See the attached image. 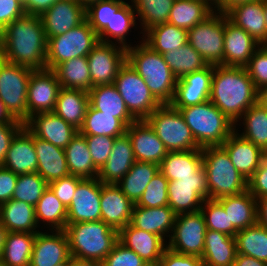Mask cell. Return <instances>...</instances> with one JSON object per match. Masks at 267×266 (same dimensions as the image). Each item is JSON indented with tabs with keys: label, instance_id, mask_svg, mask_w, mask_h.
Here are the masks:
<instances>
[{
	"label": "cell",
	"instance_id": "cell-2",
	"mask_svg": "<svg viewBox=\"0 0 267 266\" xmlns=\"http://www.w3.org/2000/svg\"><path fill=\"white\" fill-rule=\"evenodd\" d=\"M233 124L257 103V89L245 67L215 65L209 99Z\"/></svg>",
	"mask_w": 267,
	"mask_h": 266
},
{
	"label": "cell",
	"instance_id": "cell-76",
	"mask_svg": "<svg viewBox=\"0 0 267 266\" xmlns=\"http://www.w3.org/2000/svg\"><path fill=\"white\" fill-rule=\"evenodd\" d=\"M0 266H5V265L3 264V262L1 261V259H0Z\"/></svg>",
	"mask_w": 267,
	"mask_h": 266
},
{
	"label": "cell",
	"instance_id": "cell-8",
	"mask_svg": "<svg viewBox=\"0 0 267 266\" xmlns=\"http://www.w3.org/2000/svg\"><path fill=\"white\" fill-rule=\"evenodd\" d=\"M99 42L98 34L87 20L62 35L48 38L47 69L53 70L72 58L87 56Z\"/></svg>",
	"mask_w": 267,
	"mask_h": 266
},
{
	"label": "cell",
	"instance_id": "cell-22",
	"mask_svg": "<svg viewBox=\"0 0 267 266\" xmlns=\"http://www.w3.org/2000/svg\"><path fill=\"white\" fill-rule=\"evenodd\" d=\"M25 127L35 136L65 149L79 133L71 124L53 112L37 113L30 117Z\"/></svg>",
	"mask_w": 267,
	"mask_h": 266
},
{
	"label": "cell",
	"instance_id": "cell-69",
	"mask_svg": "<svg viewBox=\"0 0 267 266\" xmlns=\"http://www.w3.org/2000/svg\"><path fill=\"white\" fill-rule=\"evenodd\" d=\"M257 103L267 109V85L257 90Z\"/></svg>",
	"mask_w": 267,
	"mask_h": 266
},
{
	"label": "cell",
	"instance_id": "cell-37",
	"mask_svg": "<svg viewBox=\"0 0 267 266\" xmlns=\"http://www.w3.org/2000/svg\"><path fill=\"white\" fill-rule=\"evenodd\" d=\"M202 166V149L168 152L159 164V171L168 181H174L178 177H196Z\"/></svg>",
	"mask_w": 267,
	"mask_h": 266
},
{
	"label": "cell",
	"instance_id": "cell-13",
	"mask_svg": "<svg viewBox=\"0 0 267 266\" xmlns=\"http://www.w3.org/2000/svg\"><path fill=\"white\" fill-rule=\"evenodd\" d=\"M168 206L176 213L199 211L204 200L208 199L206 171L203 166L196 177H178L168 183Z\"/></svg>",
	"mask_w": 267,
	"mask_h": 266
},
{
	"label": "cell",
	"instance_id": "cell-64",
	"mask_svg": "<svg viewBox=\"0 0 267 266\" xmlns=\"http://www.w3.org/2000/svg\"><path fill=\"white\" fill-rule=\"evenodd\" d=\"M257 200V223L267 229V196Z\"/></svg>",
	"mask_w": 267,
	"mask_h": 266
},
{
	"label": "cell",
	"instance_id": "cell-16",
	"mask_svg": "<svg viewBox=\"0 0 267 266\" xmlns=\"http://www.w3.org/2000/svg\"><path fill=\"white\" fill-rule=\"evenodd\" d=\"M100 198L101 182L97 178H84L67 208V225L101 220Z\"/></svg>",
	"mask_w": 267,
	"mask_h": 266
},
{
	"label": "cell",
	"instance_id": "cell-38",
	"mask_svg": "<svg viewBox=\"0 0 267 266\" xmlns=\"http://www.w3.org/2000/svg\"><path fill=\"white\" fill-rule=\"evenodd\" d=\"M214 12L207 0H175L167 22L188 31Z\"/></svg>",
	"mask_w": 267,
	"mask_h": 266
},
{
	"label": "cell",
	"instance_id": "cell-1",
	"mask_svg": "<svg viewBox=\"0 0 267 266\" xmlns=\"http://www.w3.org/2000/svg\"><path fill=\"white\" fill-rule=\"evenodd\" d=\"M47 39L40 16L25 14L0 33V57L33 70L47 69Z\"/></svg>",
	"mask_w": 267,
	"mask_h": 266
},
{
	"label": "cell",
	"instance_id": "cell-73",
	"mask_svg": "<svg viewBox=\"0 0 267 266\" xmlns=\"http://www.w3.org/2000/svg\"><path fill=\"white\" fill-rule=\"evenodd\" d=\"M56 266H71V258L68 261L60 263Z\"/></svg>",
	"mask_w": 267,
	"mask_h": 266
},
{
	"label": "cell",
	"instance_id": "cell-52",
	"mask_svg": "<svg viewBox=\"0 0 267 266\" xmlns=\"http://www.w3.org/2000/svg\"><path fill=\"white\" fill-rule=\"evenodd\" d=\"M168 183L164 175L158 171L147 185L142 196L135 204L139 207H160L168 205Z\"/></svg>",
	"mask_w": 267,
	"mask_h": 266
},
{
	"label": "cell",
	"instance_id": "cell-68",
	"mask_svg": "<svg viewBox=\"0 0 267 266\" xmlns=\"http://www.w3.org/2000/svg\"><path fill=\"white\" fill-rule=\"evenodd\" d=\"M71 266H103L102 262L71 257Z\"/></svg>",
	"mask_w": 267,
	"mask_h": 266
},
{
	"label": "cell",
	"instance_id": "cell-39",
	"mask_svg": "<svg viewBox=\"0 0 267 266\" xmlns=\"http://www.w3.org/2000/svg\"><path fill=\"white\" fill-rule=\"evenodd\" d=\"M145 35V36H144ZM141 41L160 54L173 51L188 43L187 30L166 22L147 30Z\"/></svg>",
	"mask_w": 267,
	"mask_h": 266
},
{
	"label": "cell",
	"instance_id": "cell-47",
	"mask_svg": "<svg viewBox=\"0 0 267 266\" xmlns=\"http://www.w3.org/2000/svg\"><path fill=\"white\" fill-rule=\"evenodd\" d=\"M235 240L237 254L267 262V229L256 223L239 230Z\"/></svg>",
	"mask_w": 267,
	"mask_h": 266
},
{
	"label": "cell",
	"instance_id": "cell-63",
	"mask_svg": "<svg viewBox=\"0 0 267 266\" xmlns=\"http://www.w3.org/2000/svg\"><path fill=\"white\" fill-rule=\"evenodd\" d=\"M58 0H22L26 14L41 16Z\"/></svg>",
	"mask_w": 267,
	"mask_h": 266
},
{
	"label": "cell",
	"instance_id": "cell-58",
	"mask_svg": "<svg viewBox=\"0 0 267 266\" xmlns=\"http://www.w3.org/2000/svg\"><path fill=\"white\" fill-rule=\"evenodd\" d=\"M247 190L256 198L267 196V155L247 181Z\"/></svg>",
	"mask_w": 267,
	"mask_h": 266
},
{
	"label": "cell",
	"instance_id": "cell-60",
	"mask_svg": "<svg viewBox=\"0 0 267 266\" xmlns=\"http://www.w3.org/2000/svg\"><path fill=\"white\" fill-rule=\"evenodd\" d=\"M162 266H204L201 257L177 253L168 247L160 259Z\"/></svg>",
	"mask_w": 267,
	"mask_h": 266
},
{
	"label": "cell",
	"instance_id": "cell-35",
	"mask_svg": "<svg viewBox=\"0 0 267 266\" xmlns=\"http://www.w3.org/2000/svg\"><path fill=\"white\" fill-rule=\"evenodd\" d=\"M0 223L9 232L38 233L35 207L24 201L11 199L0 205Z\"/></svg>",
	"mask_w": 267,
	"mask_h": 266
},
{
	"label": "cell",
	"instance_id": "cell-7",
	"mask_svg": "<svg viewBox=\"0 0 267 266\" xmlns=\"http://www.w3.org/2000/svg\"><path fill=\"white\" fill-rule=\"evenodd\" d=\"M169 152L202 149L179 110L163 104L145 119Z\"/></svg>",
	"mask_w": 267,
	"mask_h": 266
},
{
	"label": "cell",
	"instance_id": "cell-74",
	"mask_svg": "<svg viewBox=\"0 0 267 266\" xmlns=\"http://www.w3.org/2000/svg\"><path fill=\"white\" fill-rule=\"evenodd\" d=\"M144 266H162L161 262H156V263H146Z\"/></svg>",
	"mask_w": 267,
	"mask_h": 266
},
{
	"label": "cell",
	"instance_id": "cell-29",
	"mask_svg": "<svg viewBox=\"0 0 267 266\" xmlns=\"http://www.w3.org/2000/svg\"><path fill=\"white\" fill-rule=\"evenodd\" d=\"M228 19L245 30L257 42L262 44L266 39L264 0H254L237 4L226 13Z\"/></svg>",
	"mask_w": 267,
	"mask_h": 266
},
{
	"label": "cell",
	"instance_id": "cell-54",
	"mask_svg": "<svg viewBox=\"0 0 267 266\" xmlns=\"http://www.w3.org/2000/svg\"><path fill=\"white\" fill-rule=\"evenodd\" d=\"M111 10L113 0H99L86 7V20L97 34L110 23Z\"/></svg>",
	"mask_w": 267,
	"mask_h": 266
},
{
	"label": "cell",
	"instance_id": "cell-4",
	"mask_svg": "<svg viewBox=\"0 0 267 266\" xmlns=\"http://www.w3.org/2000/svg\"><path fill=\"white\" fill-rule=\"evenodd\" d=\"M71 257L103 262L118 242V230L104 221H89L66 225Z\"/></svg>",
	"mask_w": 267,
	"mask_h": 266
},
{
	"label": "cell",
	"instance_id": "cell-9",
	"mask_svg": "<svg viewBox=\"0 0 267 266\" xmlns=\"http://www.w3.org/2000/svg\"><path fill=\"white\" fill-rule=\"evenodd\" d=\"M33 69L0 57V100L15 120L28 121L27 92Z\"/></svg>",
	"mask_w": 267,
	"mask_h": 266
},
{
	"label": "cell",
	"instance_id": "cell-32",
	"mask_svg": "<svg viewBox=\"0 0 267 266\" xmlns=\"http://www.w3.org/2000/svg\"><path fill=\"white\" fill-rule=\"evenodd\" d=\"M89 104L103 114L113 115L126 127L136 121L128 111L123 98L114 84L92 87L89 92Z\"/></svg>",
	"mask_w": 267,
	"mask_h": 266
},
{
	"label": "cell",
	"instance_id": "cell-21",
	"mask_svg": "<svg viewBox=\"0 0 267 266\" xmlns=\"http://www.w3.org/2000/svg\"><path fill=\"white\" fill-rule=\"evenodd\" d=\"M260 46L259 42L232 23L225 14L223 66L245 67Z\"/></svg>",
	"mask_w": 267,
	"mask_h": 266
},
{
	"label": "cell",
	"instance_id": "cell-18",
	"mask_svg": "<svg viewBox=\"0 0 267 266\" xmlns=\"http://www.w3.org/2000/svg\"><path fill=\"white\" fill-rule=\"evenodd\" d=\"M46 39L62 35L86 20V7L77 0H58L40 16Z\"/></svg>",
	"mask_w": 267,
	"mask_h": 266
},
{
	"label": "cell",
	"instance_id": "cell-11",
	"mask_svg": "<svg viewBox=\"0 0 267 266\" xmlns=\"http://www.w3.org/2000/svg\"><path fill=\"white\" fill-rule=\"evenodd\" d=\"M225 13L214 12L187 31L188 43L208 65H223Z\"/></svg>",
	"mask_w": 267,
	"mask_h": 266
},
{
	"label": "cell",
	"instance_id": "cell-44",
	"mask_svg": "<svg viewBox=\"0 0 267 266\" xmlns=\"http://www.w3.org/2000/svg\"><path fill=\"white\" fill-rule=\"evenodd\" d=\"M35 217L39 227L43 221L49 230H65L67 208L48 187L35 206Z\"/></svg>",
	"mask_w": 267,
	"mask_h": 266
},
{
	"label": "cell",
	"instance_id": "cell-48",
	"mask_svg": "<svg viewBox=\"0 0 267 266\" xmlns=\"http://www.w3.org/2000/svg\"><path fill=\"white\" fill-rule=\"evenodd\" d=\"M243 119V120H241ZM244 131L239 134L244 139L267 152V109L258 103L251 106L240 118Z\"/></svg>",
	"mask_w": 267,
	"mask_h": 266
},
{
	"label": "cell",
	"instance_id": "cell-15",
	"mask_svg": "<svg viewBox=\"0 0 267 266\" xmlns=\"http://www.w3.org/2000/svg\"><path fill=\"white\" fill-rule=\"evenodd\" d=\"M61 85L53 70H33L28 83V120L37 113L53 112Z\"/></svg>",
	"mask_w": 267,
	"mask_h": 266
},
{
	"label": "cell",
	"instance_id": "cell-56",
	"mask_svg": "<svg viewBox=\"0 0 267 266\" xmlns=\"http://www.w3.org/2000/svg\"><path fill=\"white\" fill-rule=\"evenodd\" d=\"M145 264L146 262L140 256L119 241L102 262L103 266H144Z\"/></svg>",
	"mask_w": 267,
	"mask_h": 266
},
{
	"label": "cell",
	"instance_id": "cell-5",
	"mask_svg": "<svg viewBox=\"0 0 267 266\" xmlns=\"http://www.w3.org/2000/svg\"><path fill=\"white\" fill-rule=\"evenodd\" d=\"M179 110L200 148L221 146L235 131L233 124L210 100Z\"/></svg>",
	"mask_w": 267,
	"mask_h": 266
},
{
	"label": "cell",
	"instance_id": "cell-75",
	"mask_svg": "<svg viewBox=\"0 0 267 266\" xmlns=\"http://www.w3.org/2000/svg\"><path fill=\"white\" fill-rule=\"evenodd\" d=\"M207 1H209L213 5L217 0H207Z\"/></svg>",
	"mask_w": 267,
	"mask_h": 266
},
{
	"label": "cell",
	"instance_id": "cell-20",
	"mask_svg": "<svg viewBox=\"0 0 267 266\" xmlns=\"http://www.w3.org/2000/svg\"><path fill=\"white\" fill-rule=\"evenodd\" d=\"M136 161L159 165L168 154L163 142L146 120H136L126 129Z\"/></svg>",
	"mask_w": 267,
	"mask_h": 266
},
{
	"label": "cell",
	"instance_id": "cell-6",
	"mask_svg": "<svg viewBox=\"0 0 267 266\" xmlns=\"http://www.w3.org/2000/svg\"><path fill=\"white\" fill-rule=\"evenodd\" d=\"M203 168L206 171L208 199L217 200L247 190V181L235 168L222 146L202 148Z\"/></svg>",
	"mask_w": 267,
	"mask_h": 266
},
{
	"label": "cell",
	"instance_id": "cell-14",
	"mask_svg": "<svg viewBox=\"0 0 267 266\" xmlns=\"http://www.w3.org/2000/svg\"><path fill=\"white\" fill-rule=\"evenodd\" d=\"M91 88L114 84L119 69L126 62V48L117 43L99 42L87 55Z\"/></svg>",
	"mask_w": 267,
	"mask_h": 266
},
{
	"label": "cell",
	"instance_id": "cell-42",
	"mask_svg": "<svg viewBox=\"0 0 267 266\" xmlns=\"http://www.w3.org/2000/svg\"><path fill=\"white\" fill-rule=\"evenodd\" d=\"M158 171L159 165L157 164L136 161L117 185L136 204Z\"/></svg>",
	"mask_w": 267,
	"mask_h": 266
},
{
	"label": "cell",
	"instance_id": "cell-45",
	"mask_svg": "<svg viewBox=\"0 0 267 266\" xmlns=\"http://www.w3.org/2000/svg\"><path fill=\"white\" fill-rule=\"evenodd\" d=\"M126 129L127 127L118 118L103 114L89 104L79 133L81 135H103L116 138L124 135Z\"/></svg>",
	"mask_w": 267,
	"mask_h": 266
},
{
	"label": "cell",
	"instance_id": "cell-23",
	"mask_svg": "<svg viewBox=\"0 0 267 266\" xmlns=\"http://www.w3.org/2000/svg\"><path fill=\"white\" fill-rule=\"evenodd\" d=\"M134 203L117 184L101 182V220L110 227L120 230L130 223Z\"/></svg>",
	"mask_w": 267,
	"mask_h": 266
},
{
	"label": "cell",
	"instance_id": "cell-49",
	"mask_svg": "<svg viewBox=\"0 0 267 266\" xmlns=\"http://www.w3.org/2000/svg\"><path fill=\"white\" fill-rule=\"evenodd\" d=\"M137 17H140L142 34L152 27L168 21L175 0H131Z\"/></svg>",
	"mask_w": 267,
	"mask_h": 266
},
{
	"label": "cell",
	"instance_id": "cell-12",
	"mask_svg": "<svg viewBox=\"0 0 267 266\" xmlns=\"http://www.w3.org/2000/svg\"><path fill=\"white\" fill-rule=\"evenodd\" d=\"M206 230L201 210L177 214L167 247L177 253L202 257Z\"/></svg>",
	"mask_w": 267,
	"mask_h": 266
},
{
	"label": "cell",
	"instance_id": "cell-50",
	"mask_svg": "<svg viewBox=\"0 0 267 266\" xmlns=\"http://www.w3.org/2000/svg\"><path fill=\"white\" fill-rule=\"evenodd\" d=\"M48 183L36 172L18 175L12 199L36 206Z\"/></svg>",
	"mask_w": 267,
	"mask_h": 266
},
{
	"label": "cell",
	"instance_id": "cell-36",
	"mask_svg": "<svg viewBox=\"0 0 267 266\" xmlns=\"http://www.w3.org/2000/svg\"><path fill=\"white\" fill-rule=\"evenodd\" d=\"M88 106V92L61 88L53 113L79 130L83 125Z\"/></svg>",
	"mask_w": 267,
	"mask_h": 266
},
{
	"label": "cell",
	"instance_id": "cell-43",
	"mask_svg": "<svg viewBox=\"0 0 267 266\" xmlns=\"http://www.w3.org/2000/svg\"><path fill=\"white\" fill-rule=\"evenodd\" d=\"M36 233L8 232L1 261L5 266H30Z\"/></svg>",
	"mask_w": 267,
	"mask_h": 266
},
{
	"label": "cell",
	"instance_id": "cell-65",
	"mask_svg": "<svg viewBox=\"0 0 267 266\" xmlns=\"http://www.w3.org/2000/svg\"><path fill=\"white\" fill-rule=\"evenodd\" d=\"M233 266H267V262L250 256L237 254Z\"/></svg>",
	"mask_w": 267,
	"mask_h": 266
},
{
	"label": "cell",
	"instance_id": "cell-59",
	"mask_svg": "<svg viewBox=\"0 0 267 266\" xmlns=\"http://www.w3.org/2000/svg\"><path fill=\"white\" fill-rule=\"evenodd\" d=\"M25 14L22 0H0V33Z\"/></svg>",
	"mask_w": 267,
	"mask_h": 266
},
{
	"label": "cell",
	"instance_id": "cell-66",
	"mask_svg": "<svg viewBox=\"0 0 267 266\" xmlns=\"http://www.w3.org/2000/svg\"><path fill=\"white\" fill-rule=\"evenodd\" d=\"M249 1H254V0H217L213 4V8L215 12L226 13L233 6Z\"/></svg>",
	"mask_w": 267,
	"mask_h": 266
},
{
	"label": "cell",
	"instance_id": "cell-26",
	"mask_svg": "<svg viewBox=\"0 0 267 266\" xmlns=\"http://www.w3.org/2000/svg\"><path fill=\"white\" fill-rule=\"evenodd\" d=\"M2 166L17 175L37 172L33 134L25 126L13 137Z\"/></svg>",
	"mask_w": 267,
	"mask_h": 266
},
{
	"label": "cell",
	"instance_id": "cell-25",
	"mask_svg": "<svg viewBox=\"0 0 267 266\" xmlns=\"http://www.w3.org/2000/svg\"><path fill=\"white\" fill-rule=\"evenodd\" d=\"M228 153L237 171L248 180L260 166L266 153L234 131L221 145Z\"/></svg>",
	"mask_w": 267,
	"mask_h": 266
},
{
	"label": "cell",
	"instance_id": "cell-51",
	"mask_svg": "<svg viewBox=\"0 0 267 266\" xmlns=\"http://www.w3.org/2000/svg\"><path fill=\"white\" fill-rule=\"evenodd\" d=\"M206 224V229L222 232L235 237L238 230L229 225L228 213L217 200L206 199L200 208Z\"/></svg>",
	"mask_w": 267,
	"mask_h": 266
},
{
	"label": "cell",
	"instance_id": "cell-72",
	"mask_svg": "<svg viewBox=\"0 0 267 266\" xmlns=\"http://www.w3.org/2000/svg\"><path fill=\"white\" fill-rule=\"evenodd\" d=\"M96 1H99V0H80V3L87 7L89 4L93 3V2H96Z\"/></svg>",
	"mask_w": 267,
	"mask_h": 266
},
{
	"label": "cell",
	"instance_id": "cell-24",
	"mask_svg": "<svg viewBox=\"0 0 267 266\" xmlns=\"http://www.w3.org/2000/svg\"><path fill=\"white\" fill-rule=\"evenodd\" d=\"M118 241L133 250L146 263L159 262L167 241L157 235L133 227L130 223L118 231Z\"/></svg>",
	"mask_w": 267,
	"mask_h": 266
},
{
	"label": "cell",
	"instance_id": "cell-10",
	"mask_svg": "<svg viewBox=\"0 0 267 266\" xmlns=\"http://www.w3.org/2000/svg\"><path fill=\"white\" fill-rule=\"evenodd\" d=\"M114 85L136 120H145L162 105L151 93L144 79L127 61L119 69Z\"/></svg>",
	"mask_w": 267,
	"mask_h": 266
},
{
	"label": "cell",
	"instance_id": "cell-34",
	"mask_svg": "<svg viewBox=\"0 0 267 266\" xmlns=\"http://www.w3.org/2000/svg\"><path fill=\"white\" fill-rule=\"evenodd\" d=\"M228 213L229 225L238 231L257 223V200L248 191L217 199Z\"/></svg>",
	"mask_w": 267,
	"mask_h": 266
},
{
	"label": "cell",
	"instance_id": "cell-46",
	"mask_svg": "<svg viewBox=\"0 0 267 266\" xmlns=\"http://www.w3.org/2000/svg\"><path fill=\"white\" fill-rule=\"evenodd\" d=\"M163 57L177 79L208 66L204 58L189 43L166 52Z\"/></svg>",
	"mask_w": 267,
	"mask_h": 266
},
{
	"label": "cell",
	"instance_id": "cell-30",
	"mask_svg": "<svg viewBox=\"0 0 267 266\" xmlns=\"http://www.w3.org/2000/svg\"><path fill=\"white\" fill-rule=\"evenodd\" d=\"M33 145L37 153V173L50 183L70 175L65 150L33 135Z\"/></svg>",
	"mask_w": 267,
	"mask_h": 266
},
{
	"label": "cell",
	"instance_id": "cell-31",
	"mask_svg": "<svg viewBox=\"0 0 267 266\" xmlns=\"http://www.w3.org/2000/svg\"><path fill=\"white\" fill-rule=\"evenodd\" d=\"M135 9L130 3L124 0H113V10H111L110 23H108L99 33L98 38L100 42L116 43L125 48L131 46L126 42L127 34L131 28L136 25ZM112 38V40L108 38ZM116 41H115V40ZM115 41V42H114Z\"/></svg>",
	"mask_w": 267,
	"mask_h": 266
},
{
	"label": "cell",
	"instance_id": "cell-41",
	"mask_svg": "<svg viewBox=\"0 0 267 266\" xmlns=\"http://www.w3.org/2000/svg\"><path fill=\"white\" fill-rule=\"evenodd\" d=\"M53 71L61 88L86 92H89L91 89V76L87 56L72 58L57 65Z\"/></svg>",
	"mask_w": 267,
	"mask_h": 266
},
{
	"label": "cell",
	"instance_id": "cell-53",
	"mask_svg": "<svg viewBox=\"0 0 267 266\" xmlns=\"http://www.w3.org/2000/svg\"><path fill=\"white\" fill-rule=\"evenodd\" d=\"M95 167L100 170L109 158L115 138L103 135H83Z\"/></svg>",
	"mask_w": 267,
	"mask_h": 266
},
{
	"label": "cell",
	"instance_id": "cell-61",
	"mask_svg": "<svg viewBox=\"0 0 267 266\" xmlns=\"http://www.w3.org/2000/svg\"><path fill=\"white\" fill-rule=\"evenodd\" d=\"M24 126L25 124L18 120L14 124H0V165H2L6 159L13 137Z\"/></svg>",
	"mask_w": 267,
	"mask_h": 266
},
{
	"label": "cell",
	"instance_id": "cell-55",
	"mask_svg": "<svg viewBox=\"0 0 267 266\" xmlns=\"http://www.w3.org/2000/svg\"><path fill=\"white\" fill-rule=\"evenodd\" d=\"M255 88L267 85V47L260 46L245 66Z\"/></svg>",
	"mask_w": 267,
	"mask_h": 266
},
{
	"label": "cell",
	"instance_id": "cell-40",
	"mask_svg": "<svg viewBox=\"0 0 267 266\" xmlns=\"http://www.w3.org/2000/svg\"><path fill=\"white\" fill-rule=\"evenodd\" d=\"M65 155L70 175L82 178H97L99 170L95 167L87 141L78 133L65 147Z\"/></svg>",
	"mask_w": 267,
	"mask_h": 266
},
{
	"label": "cell",
	"instance_id": "cell-57",
	"mask_svg": "<svg viewBox=\"0 0 267 266\" xmlns=\"http://www.w3.org/2000/svg\"><path fill=\"white\" fill-rule=\"evenodd\" d=\"M84 178L75 176V175H68L66 177H62L60 179H56L48 183V187L53 191V193L57 196V198L66 206L72 202V197L76 191L78 184Z\"/></svg>",
	"mask_w": 267,
	"mask_h": 266
},
{
	"label": "cell",
	"instance_id": "cell-28",
	"mask_svg": "<svg viewBox=\"0 0 267 266\" xmlns=\"http://www.w3.org/2000/svg\"><path fill=\"white\" fill-rule=\"evenodd\" d=\"M176 215L168 205L149 208L134 204L130 224L146 232L157 234L166 240L165 236L170 238L172 234Z\"/></svg>",
	"mask_w": 267,
	"mask_h": 266
},
{
	"label": "cell",
	"instance_id": "cell-3",
	"mask_svg": "<svg viewBox=\"0 0 267 266\" xmlns=\"http://www.w3.org/2000/svg\"><path fill=\"white\" fill-rule=\"evenodd\" d=\"M126 48V61L144 79L154 97L163 105L170 104L175 94L177 78L164 60L143 41Z\"/></svg>",
	"mask_w": 267,
	"mask_h": 266
},
{
	"label": "cell",
	"instance_id": "cell-33",
	"mask_svg": "<svg viewBox=\"0 0 267 266\" xmlns=\"http://www.w3.org/2000/svg\"><path fill=\"white\" fill-rule=\"evenodd\" d=\"M237 255L235 237L207 229L202 260L204 266H233Z\"/></svg>",
	"mask_w": 267,
	"mask_h": 266
},
{
	"label": "cell",
	"instance_id": "cell-67",
	"mask_svg": "<svg viewBox=\"0 0 267 266\" xmlns=\"http://www.w3.org/2000/svg\"><path fill=\"white\" fill-rule=\"evenodd\" d=\"M16 121L0 100V124H14Z\"/></svg>",
	"mask_w": 267,
	"mask_h": 266
},
{
	"label": "cell",
	"instance_id": "cell-70",
	"mask_svg": "<svg viewBox=\"0 0 267 266\" xmlns=\"http://www.w3.org/2000/svg\"><path fill=\"white\" fill-rule=\"evenodd\" d=\"M8 232L9 231L6 229V227L0 223V259L3 253Z\"/></svg>",
	"mask_w": 267,
	"mask_h": 266
},
{
	"label": "cell",
	"instance_id": "cell-19",
	"mask_svg": "<svg viewBox=\"0 0 267 266\" xmlns=\"http://www.w3.org/2000/svg\"><path fill=\"white\" fill-rule=\"evenodd\" d=\"M36 233L30 266H56L71 258L69 241L64 230ZM55 232V233H54Z\"/></svg>",
	"mask_w": 267,
	"mask_h": 266
},
{
	"label": "cell",
	"instance_id": "cell-62",
	"mask_svg": "<svg viewBox=\"0 0 267 266\" xmlns=\"http://www.w3.org/2000/svg\"><path fill=\"white\" fill-rule=\"evenodd\" d=\"M18 175L0 165V205L12 199Z\"/></svg>",
	"mask_w": 267,
	"mask_h": 266
},
{
	"label": "cell",
	"instance_id": "cell-27",
	"mask_svg": "<svg viewBox=\"0 0 267 266\" xmlns=\"http://www.w3.org/2000/svg\"><path fill=\"white\" fill-rule=\"evenodd\" d=\"M136 162L129 136L116 137L107 162L98 172L103 184H117Z\"/></svg>",
	"mask_w": 267,
	"mask_h": 266
},
{
	"label": "cell",
	"instance_id": "cell-17",
	"mask_svg": "<svg viewBox=\"0 0 267 266\" xmlns=\"http://www.w3.org/2000/svg\"><path fill=\"white\" fill-rule=\"evenodd\" d=\"M214 65H208L177 79L175 94L170 105L184 108L201 104L210 99Z\"/></svg>",
	"mask_w": 267,
	"mask_h": 266
},
{
	"label": "cell",
	"instance_id": "cell-71",
	"mask_svg": "<svg viewBox=\"0 0 267 266\" xmlns=\"http://www.w3.org/2000/svg\"><path fill=\"white\" fill-rule=\"evenodd\" d=\"M264 16H265V23H266V39L261 44V46L267 47V0H264Z\"/></svg>",
	"mask_w": 267,
	"mask_h": 266
}]
</instances>
